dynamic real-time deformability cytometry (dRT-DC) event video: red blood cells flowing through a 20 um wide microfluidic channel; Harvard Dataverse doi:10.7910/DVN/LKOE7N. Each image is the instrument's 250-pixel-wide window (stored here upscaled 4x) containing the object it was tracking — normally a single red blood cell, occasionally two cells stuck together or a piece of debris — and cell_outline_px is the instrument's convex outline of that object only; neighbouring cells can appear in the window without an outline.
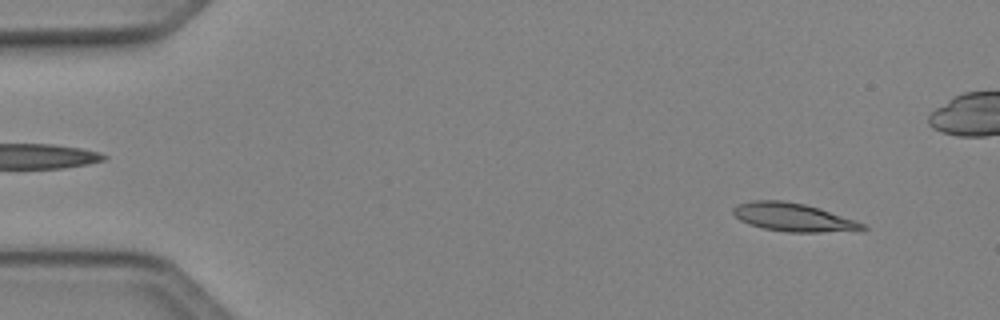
{"species": "Egyptian fruit bat (a non-hibernating species)", "species_latin": "Rousettus aegyptiacus", "temperature_condition": "cold", "stored_images_in_passage": 50, "camera_frame_rate_fps": 3000, "um_per_image_px": 0.085, "animal": {"sex": "female"}, "frame": {"image": 1, "passage_image": 4, "time_ms": 1.0, "image_size_px": [1000, 320], "cell_outline_px": [[868, 228], [860, 232], [788, 232], [764, 228], [748, 224], [740, 220], [732, 212], [732, 208], [736, 204], [752, 200], [784, 200], [804, 204], [820, 208], [856, 220], [864, 224]], "centroid_in_image_um": [67.49, 18.47], "position_along_channel_um": 17.5, "area_um2": 21.73}}
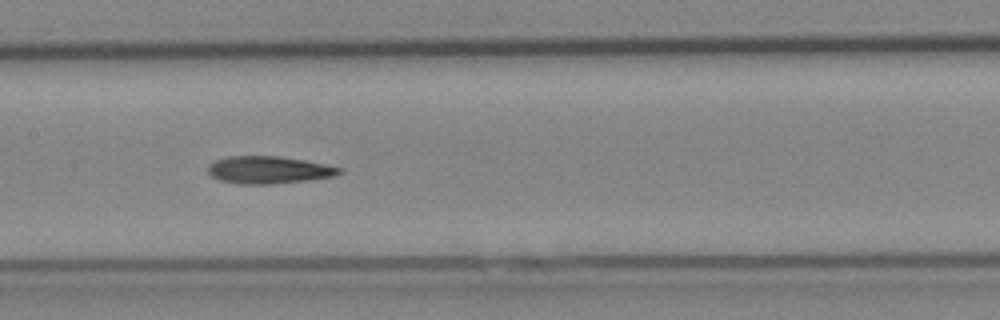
{"frame": {"image": 2, "passage_image": 24, "time_ms": 7.667, "image_size_px": [1000, 320], "cell_outline_px": [[344, 172], [336, 176], [308, 180], [272, 184], [236, 184], [220, 180], [212, 176], [208, 172], [208, 164], [216, 160], [228, 156], [276, 156], [304, 160], [344, 168]], "centroid_in_image_um": [22.87, 14.45], "position_along_channel_um": 184.5, "area_um2": 21.1}}
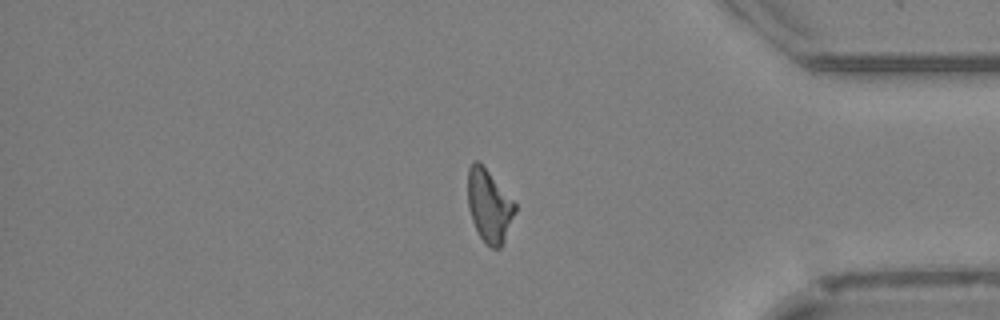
{"frame": {"image": 3, "passage_image": 41, "time_ms": 13.333, "image_size_px": [1000, 320], "cell_outline_px": [[516, 212], [504, 240], [500, 248], [492, 248], [480, 236], [472, 220], [468, 208], [468, 168], [476, 160], [488, 172], [516, 204]], "centroid_in_image_um": [41.58, 17.52], "position_along_channel_um": 393.6, "area_um2": 19.42}}